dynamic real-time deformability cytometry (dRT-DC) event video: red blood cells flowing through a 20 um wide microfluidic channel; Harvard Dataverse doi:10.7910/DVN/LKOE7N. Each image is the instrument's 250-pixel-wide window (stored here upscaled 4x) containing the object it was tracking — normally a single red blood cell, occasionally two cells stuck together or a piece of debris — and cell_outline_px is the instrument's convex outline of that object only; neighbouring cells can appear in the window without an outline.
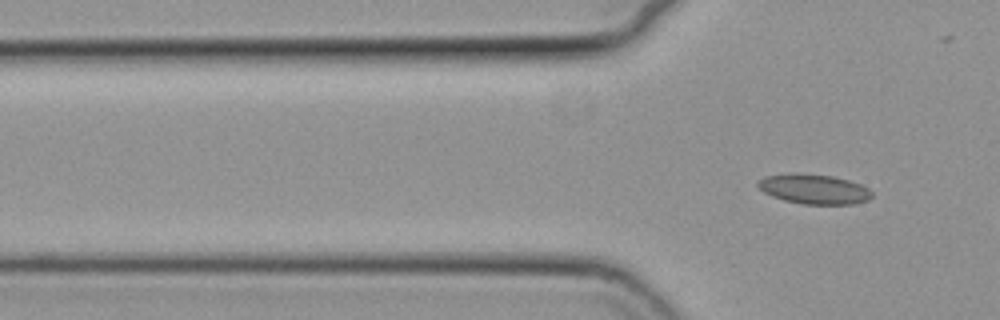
{"species": "common noctule bat (a hibernating species)", "species_latin": "Nyctalus noctula", "temperature_condition": "cold", "stored_images_in_passage": 3, "camera_frame_rate_fps": 3000, "um_per_image_px": 0.085, "animal": {"sex": "female", "body_mass_g": 19.3, "forearm_length_mm": 54.1}, "frame": {"image": 1, "passage_image": 3, "time_ms": 0.667, "image_size_px": [1000, 320], "cell_outline_px": [[872, 196], [868, 200], [852, 204], [804, 204], [784, 200], [772, 196], [764, 192], [756, 184], [756, 180], [764, 176], [788, 172], [796, 172], [832, 176], [848, 180], [860, 184], [868, 188], [872, 192]], "centroid_in_image_um": [69.14, 16.05], "position_along_channel_um": 56.7, "area_um2": 20.0}}